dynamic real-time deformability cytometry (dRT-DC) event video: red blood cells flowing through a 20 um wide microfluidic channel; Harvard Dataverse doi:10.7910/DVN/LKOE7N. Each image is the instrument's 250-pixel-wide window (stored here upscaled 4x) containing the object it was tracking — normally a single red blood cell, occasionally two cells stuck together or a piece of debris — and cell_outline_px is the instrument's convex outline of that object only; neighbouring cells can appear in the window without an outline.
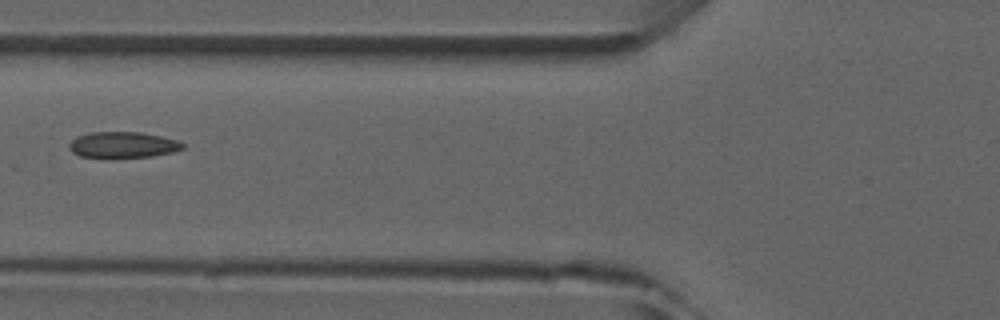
{"species": "common noctule bat (a hibernating species)", "species_latin": "Nyctalus noctula", "temperature_condition": "room temperature", "stored_images_in_passage": 4, "camera_frame_rate_fps": 3000, "um_per_image_px": 0.085, "animal": {"sex": "male", "forearm_length_mm": 52.5}, "frame": {"image": 1, "passage_image": 4, "time_ms": 3.333, "image_size_px": [1000, 320], "cell_outline_px": [[184, 148], [172, 152], [152, 156], [112, 160], [108, 160], [80, 156], [72, 152], [68, 144], [76, 136], [92, 132], [140, 132], [160, 136], [176, 140], [184, 144]], "centroid_in_image_um": [10.39, 12.35], "position_along_channel_um": 115.4, "area_um2": 17.8}}